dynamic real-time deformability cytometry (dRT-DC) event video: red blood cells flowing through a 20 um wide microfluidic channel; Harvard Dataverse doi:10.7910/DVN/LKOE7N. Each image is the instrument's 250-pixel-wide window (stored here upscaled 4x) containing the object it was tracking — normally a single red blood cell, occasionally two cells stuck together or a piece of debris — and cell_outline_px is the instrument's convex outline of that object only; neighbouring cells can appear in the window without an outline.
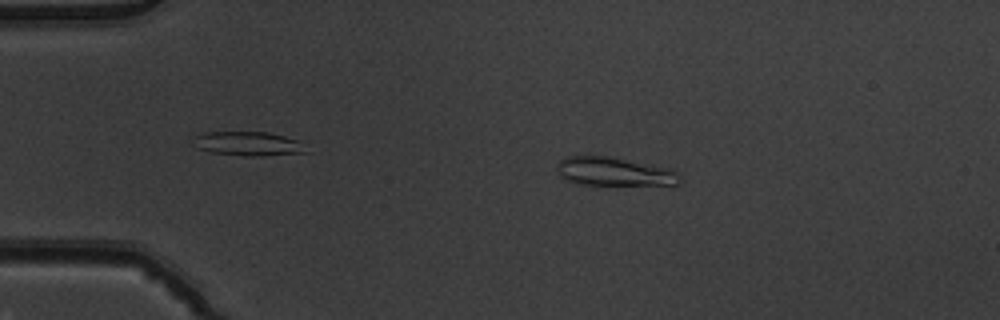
{"species": "common noctule bat (a hibernating species)", "species_latin": "Nyctalus noctula", "temperature_condition": "warm", "stored_images_in_passage": 51, "camera_frame_rate_fps": 3000, "um_per_image_px": 0.085, "animal": {"sex": "male", "body_mass_g": 19.5, "forearm_length_mm": 54.6}, "frame": {"image": 1, "passage_image": 10, "time_ms": 3.0, "image_size_px": [1000, 320], "cell_outline_px": [[680, 184], [572, 184], [564, 180], [560, 176], [556, 164], [560, 160], [568, 156], [588, 152], [652, 164], [668, 168], [680, 172]], "centroid_in_image_um": [52.12, 14.53], "position_along_channel_um": 32.9, "area_um2": 21.1}}
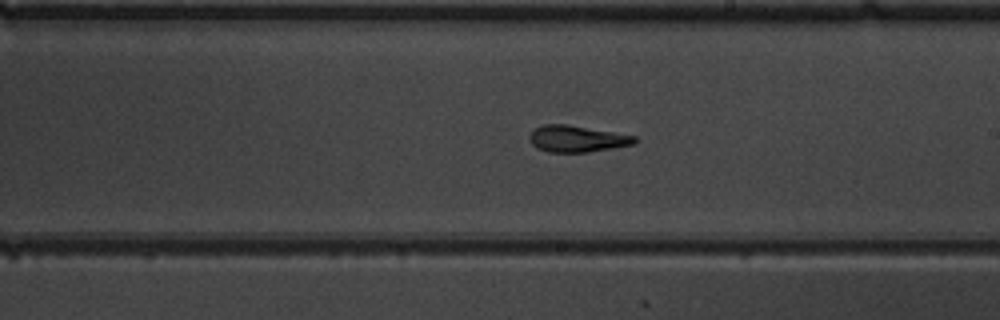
{"frame": {"image": 2, "passage_image": 30, "time_ms": 9.667, "image_size_px": [1000, 320], "cell_outline_px": [[640, 140], [636, 144], [588, 152], [548, 152], [536, 148], [532, 144], [528, 136], [536, 128], [544, 124], [564, 124], [636, 136]], "centroid_in_image_um": [49.06, 11.81], "position_along_channel_um": 239.9, "area_um2": 16.18}}
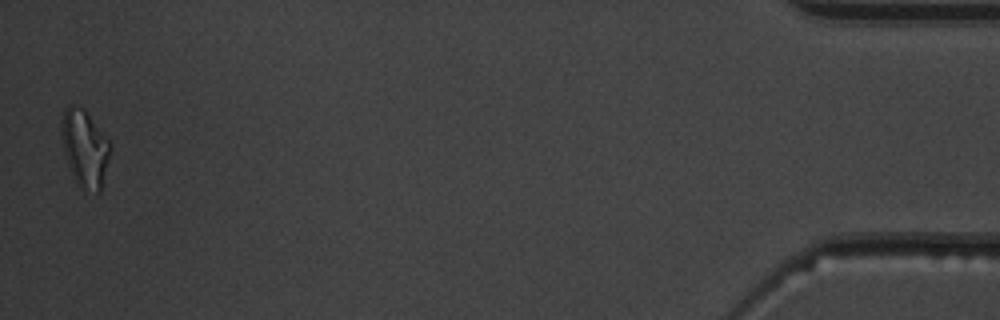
{"frame": {"image": 3, "passage_image": 51, "time_ms": 16.667, "image_size_px": [1000, 320], "cell_outline_px": [[112, 148], [100, 192], [96, 192], [76, 184], [68, 164], [64, 152], [60, 132], [60, 120], [68, 104], [72, 104], [84, 108], [108, 140]], "centroid_in_image_um": [7.19, 12.56], "position_along_channel_um": 428.0, "area_um2": 21.85}, "authors_computed_cell_mechanics": {"area_um2": 17.4556, "velocity_mm_per_s": 3.9037, "shape_relaxation_time_tau1_ms": 10.7852, "shape_relaxation_time_tau2_ms": 1.4564, "deformation_change_tau1": 0.3235, "deformation_change_tau2": 0.1147}}